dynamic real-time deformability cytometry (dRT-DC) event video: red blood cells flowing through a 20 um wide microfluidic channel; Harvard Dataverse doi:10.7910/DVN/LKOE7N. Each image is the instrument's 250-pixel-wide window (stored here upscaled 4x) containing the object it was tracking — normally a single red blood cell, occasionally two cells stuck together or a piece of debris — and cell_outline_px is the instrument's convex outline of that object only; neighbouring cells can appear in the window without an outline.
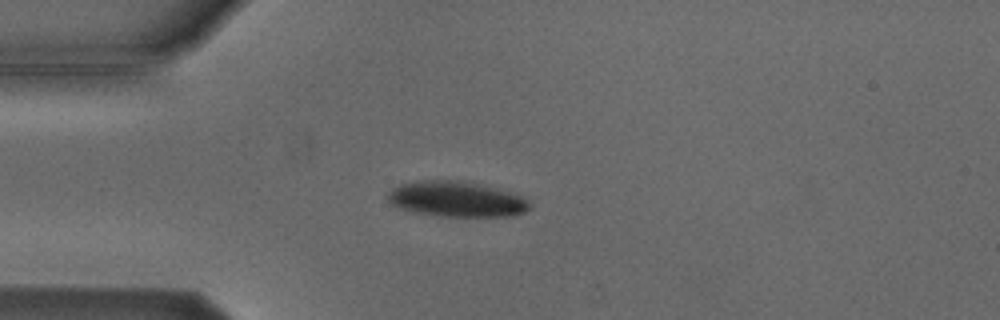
{"species": "Egyptian fruit bat (a non-hibernating species)", "species_latin": "Rousettus aegyptiacus", "temperature_condition": "cold", "stored_images_in_passage": 2, "camera_frame_rate_fps": 3000, "um_per_image_px": 0.085, "animal": {"sex": "male"}, "frame": {"image": 1, "passage_image": 2, "time_ms": 1.333, "image_size_px": [1000, 320], "cell_outline_px": [[532, 208], [516, 216], [440, 216], [412, 212], [396, 208], [388, 200], [388, 192], [392, 188], [400, 184], [420, 180], [460, 180], [496, 188], [524, 196], [532, 200]], "centroid_in_image_um": [38.84, 16.93], "position_along_channel_um": 46.2, "area_um2": 29.77}}